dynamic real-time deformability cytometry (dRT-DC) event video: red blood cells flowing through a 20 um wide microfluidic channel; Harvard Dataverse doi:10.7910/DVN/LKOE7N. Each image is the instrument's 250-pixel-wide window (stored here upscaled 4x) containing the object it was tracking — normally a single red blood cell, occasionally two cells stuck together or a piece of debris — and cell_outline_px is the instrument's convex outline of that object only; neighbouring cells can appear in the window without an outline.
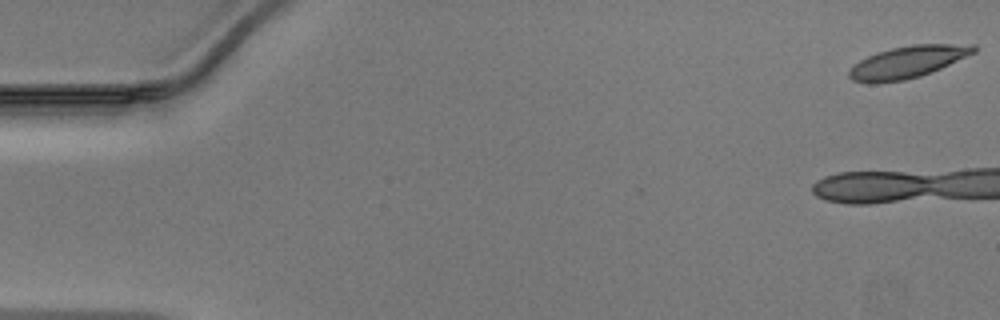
{"species": "Egyptian fruit bat (a non-hibernating species)", "species_latin": "Rousettus aegyptiacus", "temperature_condition": "warm", "stored_images_in_passage": 17, "camera_frame_rate_fps": 3000, "um_per_image_px": 0.085, "animal": {"sex": "male"}, "frame": {"image": 1, "passage_image": 1, "time_ms": 0.0, "image_size_px": [1000, 320], "cell_outline_px": [[976, 52], [932, 72], [920, 76], [904, 80], [872, 84], [868, 84], [852, 80], [848, 76], [848, 72], [860, 60], [876, 52], [892, 48], [912, 44], [976, 44]], "centroid_in_image_um": [77.15, 5.27], "position_along_channel_um": 7.8, "area_um2": 23.29}}